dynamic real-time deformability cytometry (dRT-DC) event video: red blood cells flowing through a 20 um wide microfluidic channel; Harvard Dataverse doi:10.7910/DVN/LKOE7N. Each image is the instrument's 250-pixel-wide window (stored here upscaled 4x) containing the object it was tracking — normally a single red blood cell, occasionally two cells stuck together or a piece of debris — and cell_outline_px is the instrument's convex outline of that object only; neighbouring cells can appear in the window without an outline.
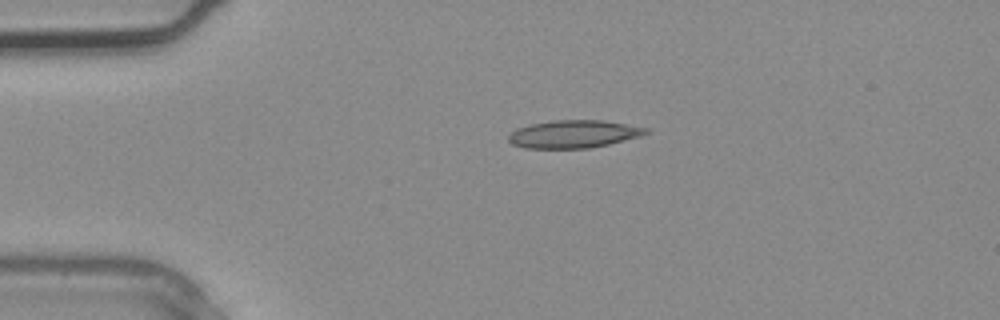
{"species": "common noctule bat (a hibernating species)", "species_latin": "Nyctalus noctula", "temperature_condition": "warm", "stored_images_in_passage": 2, "camera_frame_rate_fps": 3000, "um_per_image_px": 0.085, "animal": {"sex": "male", "body_mass_g": 20.4}, "frame": {"image": 1, "passage_image": 1, "time_ms": 0.0, "image_size_px": [1000, 320], "cell_outline_px": [[648, 132], [640, 136], [608, 144], [588, 148], [524, 148], [512, 144], [508, 140], [508, 136], [516, 128], [528, 124], [552, 120], [604, 120], [648, 128]], "centroid_in_image_um": [48.72, 11.38], "position_along_channel_um": 36.3, "area_um2": 22.2}}